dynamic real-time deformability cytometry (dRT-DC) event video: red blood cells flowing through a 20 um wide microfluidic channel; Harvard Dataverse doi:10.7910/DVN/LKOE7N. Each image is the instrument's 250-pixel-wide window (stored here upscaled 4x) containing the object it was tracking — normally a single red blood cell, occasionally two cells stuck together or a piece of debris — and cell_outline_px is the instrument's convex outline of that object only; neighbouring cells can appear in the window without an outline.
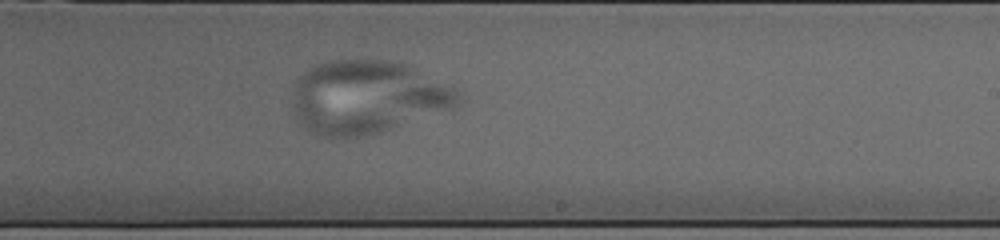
{"species": "human", "species_latin": "Homo sapiens", "temperature_condition": "cold", "stored_images_in_passage": 13, "camera_frame_rate_fps": 3000, "um_per_image_px": 0.085, "donor": {"sex": "male"}, "frame": {"image": 1, "passage_image": 13, "time_ms": 7.667, "image_size_px": [1000, 240], "cell_outline_px": [[460, 104], [456, 108], [376, 132], [344, 140], [324, 136], [312, 132], [304, 128], [296, 120], [296, 80], [304, 72], [316, 64], [328, 60], [388, 60], [404, 64], [460, 92]], "centroid_in_image_um": [31.2, 8.27], "position_along_channel_um": 257.8, "area_um2": 69.71}}